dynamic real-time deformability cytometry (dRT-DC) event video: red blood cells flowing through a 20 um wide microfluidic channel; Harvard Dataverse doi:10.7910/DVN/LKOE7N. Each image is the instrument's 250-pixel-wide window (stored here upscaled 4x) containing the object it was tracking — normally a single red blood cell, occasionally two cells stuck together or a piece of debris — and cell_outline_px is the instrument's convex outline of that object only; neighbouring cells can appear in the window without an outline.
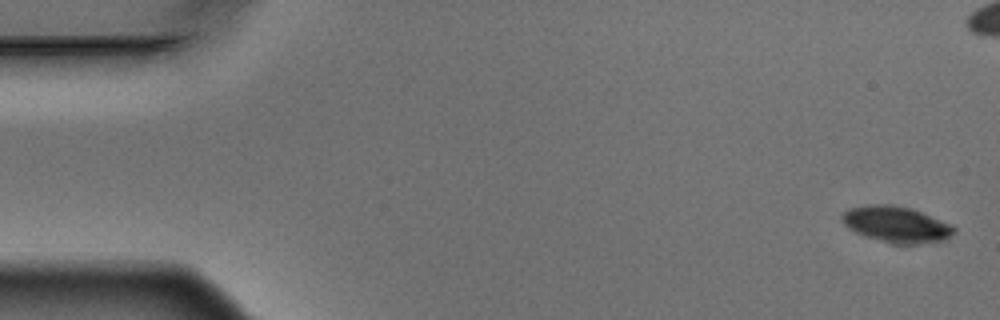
{"species": "Egyptian fruit bat (a non-hibernating species)", "species_latin": "Rousettus aegyptiacus", "temperature_condition": "warm", "stored_images_in_passage": 6, "segment_of_instrument_passage": [2, 2], "camera_frame_rate_fps": 3000, "um_per_image_px": 0.085, "animal": {"sex": "male"}, "frame": {"image": 1, "passage_image": 6, "time_ms": 1.667, "image_size_px": [1000, 320], "cell_outline_px": [[956, 232], [944, 240], [920, 244], [892, 244], [864, 236], [848, 228], [840, 220], [840, 216], [848, 208], [868, 204], [892, 204], [912, 208], [948, 224], [956, 228]], "centroid_in_image_um": [76.14, 19.07], "position_along_channel_um": 8.9, "area_um2": 23.7}}